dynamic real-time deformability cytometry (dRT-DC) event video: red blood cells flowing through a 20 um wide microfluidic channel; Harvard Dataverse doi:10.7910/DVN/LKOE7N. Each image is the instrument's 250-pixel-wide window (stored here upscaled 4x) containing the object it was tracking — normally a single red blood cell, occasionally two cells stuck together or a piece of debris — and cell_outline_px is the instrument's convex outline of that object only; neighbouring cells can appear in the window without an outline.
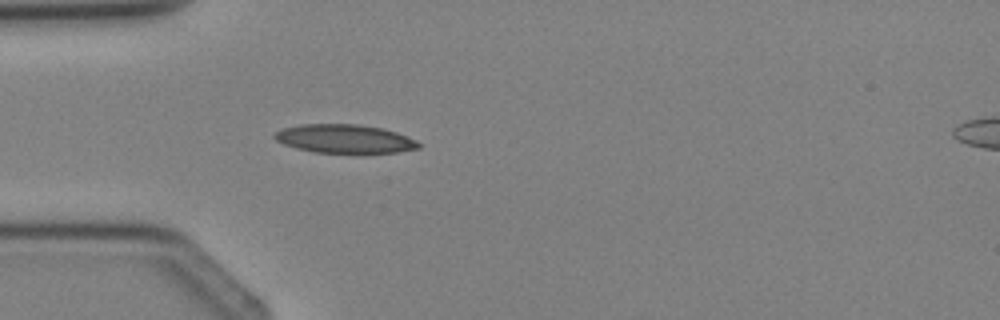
{"species": "Egyptian fruit bat (a non-hibernating species)", "species_latin": "Rousettus aegyptiacus", "temperature_condition": "cold", "stored_images_in_passage": 1, "camera_frame_rate_fps": 3000, "um_per_image_px": 0.085, "animal": {"sex": "female"}, "frame": {"image": 1, "passage_image": 1, "time_ms": 0.0, "image_size_px": [1000, 320], "cell_outline_px": [[420, 148], [396, 152], [312, 152], [296, 148], [284, 144], [276, 140], [272, 136], [280, 128], [300, 124], [356, 124], [384, 128], [396, 132], [416, 140], [420, 144]], "centroid_in_image_um": [29.25, 11.78], "position_along_channel_um": 55.7, "area_um2": 23.93}}